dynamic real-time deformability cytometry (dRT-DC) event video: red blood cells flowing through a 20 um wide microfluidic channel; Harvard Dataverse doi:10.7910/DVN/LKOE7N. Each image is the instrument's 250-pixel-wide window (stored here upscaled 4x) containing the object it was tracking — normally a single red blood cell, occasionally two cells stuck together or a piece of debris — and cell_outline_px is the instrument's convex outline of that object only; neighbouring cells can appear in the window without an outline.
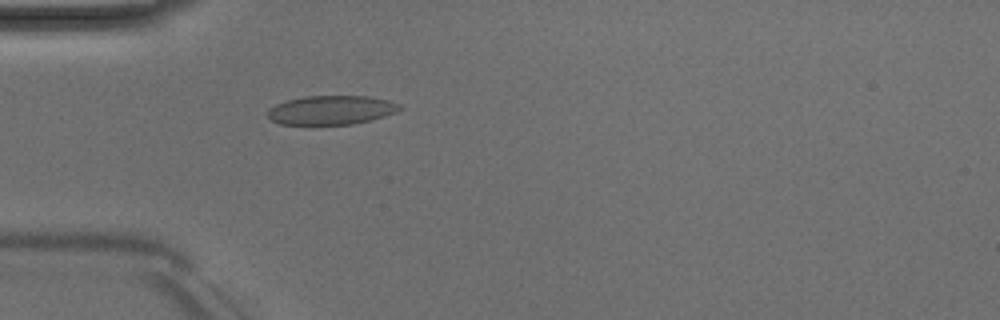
{"species": "Egyptian fruit bat (a non-hibernating species)", "species_latin": "Rousettus aegyptiacus", "temperature_condition": "room temperature", "stored_images_in_passage": 23, "camera_frame_rate_fps": 3000, "um_per_image_px": 0.085, "animal": {"sex": "male"}, "frame": {"image": 1, "passage_image": 1, "time_ms": 0.0, "image_size_px": [1000, 320], "cell_outline_px": [[404, 108], [396, 112], [384, 116], [352, 124], [280, 124], [272, 120], [268, 116], [268, 108], [276, 104], [288, 100], [304, 96], [368, 96], [388, 100], [400, 104]], "centroid_in_image_um": [28.17, 9.34], "position_along_channel_um": 56.8, "area_um2": 22.2}}
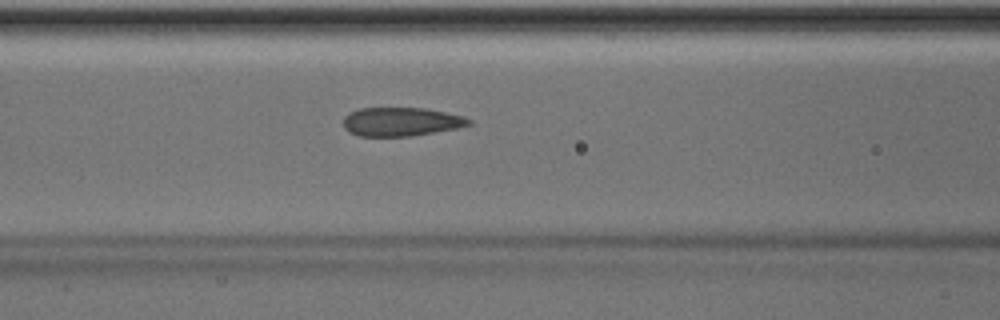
{"frame": {"image": 2, "passage_image": 7, "time_ms": 2.0, "image_size_px": [1000, 320], "cell_outline_px": [[472, 124], [456, 128], [412, 136], [360, 136], [348, 132], [344, 128], [344, 116], [348, 112], [360, 108], [424, 108], [464, 116], [472, 120]], "centroid_in_image_um": [34.07, 10.34], "position_along_channel_um": 132.5, "area_um2": 21.04}}